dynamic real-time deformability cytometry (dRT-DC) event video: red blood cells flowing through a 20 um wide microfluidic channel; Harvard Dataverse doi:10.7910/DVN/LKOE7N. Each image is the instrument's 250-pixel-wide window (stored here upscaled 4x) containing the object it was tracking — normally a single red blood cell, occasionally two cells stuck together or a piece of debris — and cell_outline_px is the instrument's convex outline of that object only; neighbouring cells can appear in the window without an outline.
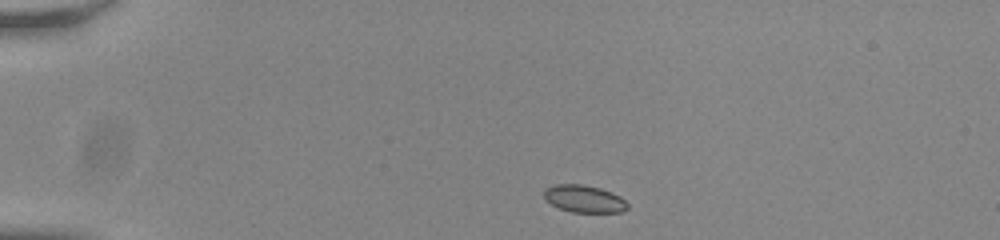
{"species": "common noctule bat (a hibernating species)", "species_latin": "Nyctalus noctula", "temperature_condition": "room temperature", "stored_images_in_passage": 44, "camera_frame_rate_fps": 3000, "um_per_image_px": 0.085, "animal": {"sex": "male", "body_mass_g": 20.0, "forearm_length_mm": 53.3}, "frame": {"image": 1, "passage_image": 1, "time_ms": 0.0, "image_size_px": [1000, 240], "cell_outline_px": [[628, 208], [620, 212], [572, 212], [560, 208], [552, 204], [544, 196], [544, 188], [556, 184], [580, 184], [600, 188], [612, 192], [620, 196], [628, 204]], "centroid_in_image_um": [49.66, 16.89], "position_along_channel_um": 35.3, "area_um2": 13.18}}
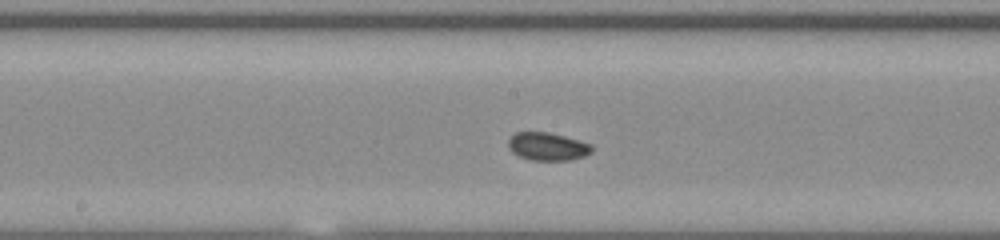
{"frame": {"image": 2, "passage_image": 19, "time_ms": 6.0, "image_size_px": [1000, 240], "cell_outline_px": [[592, 152], [584, 156], [572, 160], [528, 160], [516, 156], [508, 148], [508, 140], [516, 132], [548, 132], [564, 136], [592, 144]], "centroid_in_image_um": [46.52, 12.46], "position_along_channel_um": 201.7, "area_um2": 13.76}}
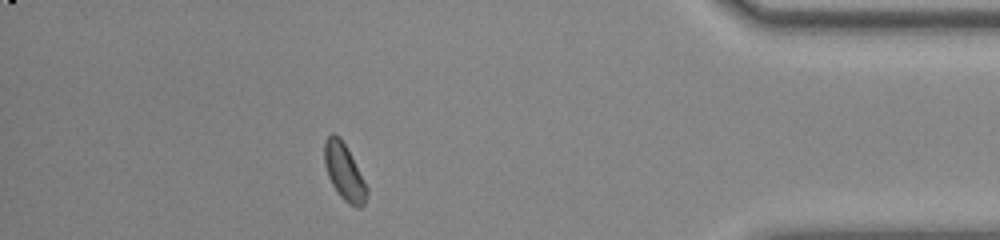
{"frame": {"image": 3, "passage_image": 38, "time_ms": 12.333, "image_size_px": [1000, 240], "cell_outline_px": [[368, 192], [364, 204], [360, 208], [356, 208], [348, 204], [340, 196], [332, 184], [328, 176], [324, 164], [324, 140], [332, 132], [340, 136], [368, 188]], "centroid_in_image_um": [29.24, 14.62], "position_along_channel_um": 406.0, "area_um2": 13.87}, "authors_computed_cell_mechanics": {"area_um2": 13.5541, "velocity_mm_per_s": 3.8029, "shape_relaxation_time_tau1_ms": 4.5701, "shape_relaxation_time_tau2_ms": 3.818, "deformation_change_tau1": 0.0883, "deformation_change_tau2": 0.0638}}